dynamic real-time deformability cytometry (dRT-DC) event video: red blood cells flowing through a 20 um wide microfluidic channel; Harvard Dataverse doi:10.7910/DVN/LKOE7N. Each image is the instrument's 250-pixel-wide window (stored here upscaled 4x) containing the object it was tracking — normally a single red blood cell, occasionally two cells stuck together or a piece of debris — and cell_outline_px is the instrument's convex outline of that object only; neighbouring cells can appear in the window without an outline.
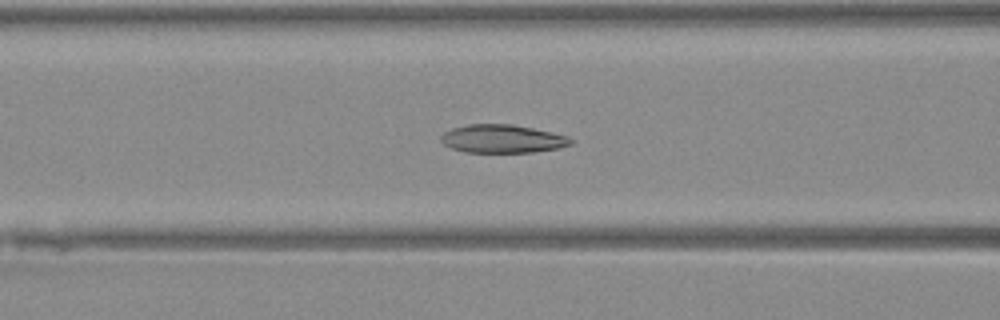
{"species": "Egyptian fruit bat (a non-hibernating species)", "species_latin": "Rousettus aegyptiacus", "temperature_condition": "warm", "stored_images_in_passage": 28, "camera_frame_rate_fps": 3000, "um_per_image_px": 0.085, "animal": {"sex": "female"}, "frame": {"image": 1, "passage_image": 14, "time_ms": 4.333, "image_size_px": [1000, 320], "cell_outline_px": [[572, 144], [560, 148], [532, 152], [464, 152], [452, 148], [444, 144], [440, 140], [440, 136], [444, 132], [452, 128], [468, 124], [512, 124], [552, 132], [568, 136], [572, 140]], "centroid_in_image_um": [42.7, 11.79], "position_along_channel_um": 123.9, "area_um2": 21.39}}
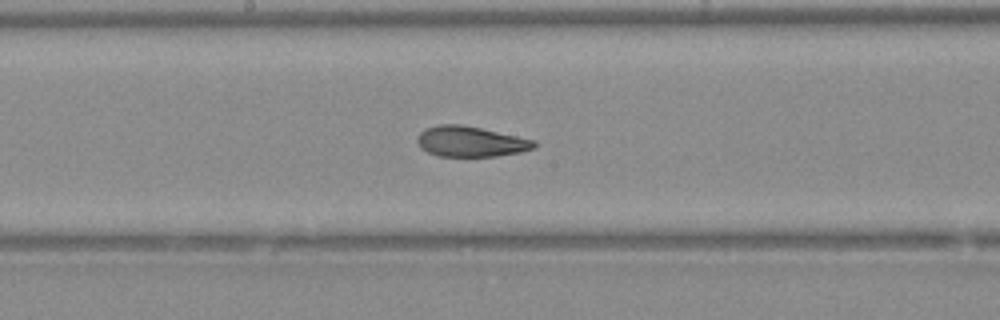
{"frame": {"image": 2, "passage_image": 20, "time_ms": 6.333, "image_size_px": [1000, 320], "cell_outline_px": [[536, 148], [520, 152], [496, 156], [436, 156], [420, 148], [416, 140], [416, 136], [420, 132], [428, 128], [440, 124], [460, 124], [480, 128], [536, 140]], "centroid_in_image_um": [39.99, 12.03], "position_along_channel_um": 208.2, "area_um2": 20.75}}
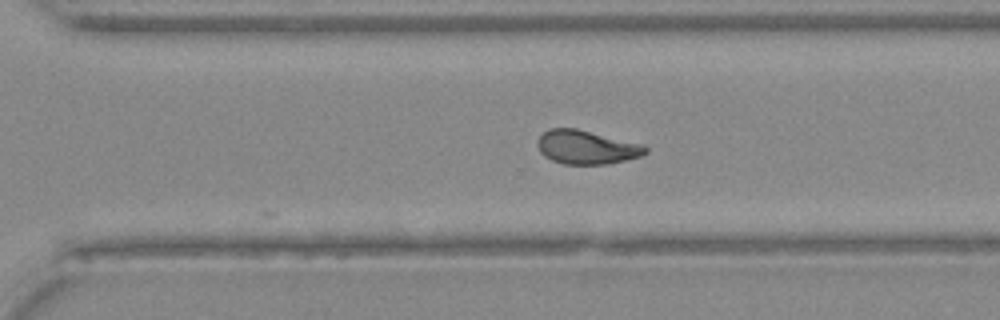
{"frame": {"image": 3, "passage_image": 28, "time_ms": 9.0, "image_size_px": [1000, 320], "cell_outline_px": [[648, 152], [640, 156], [608, 164], [564, 164], [552, 160], [544, 156], [540, 152], [536, 144], [536, 140], [548, 128], [576, 128], [640, 144], [648, 148]], "centroid_in_image_um": [49.8, 12.51], "position_along_channel_um": 320.8, "area_um2": 21.1}}